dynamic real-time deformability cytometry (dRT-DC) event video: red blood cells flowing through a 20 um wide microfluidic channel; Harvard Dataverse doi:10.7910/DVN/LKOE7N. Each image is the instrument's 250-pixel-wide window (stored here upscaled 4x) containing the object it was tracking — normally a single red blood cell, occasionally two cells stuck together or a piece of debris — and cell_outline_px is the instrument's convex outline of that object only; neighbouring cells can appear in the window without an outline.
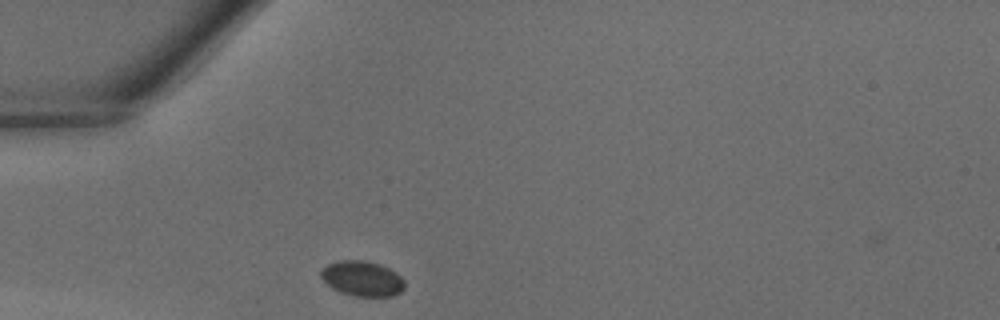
{"species": "common noctule bat (a hibernating species)", "species_latin": "Nyctalus noctula", "temperature_condition": "warm", "stored_images_in_passage": 30, "camera_frame_rate_fps": 3000, "um_per_image_px": 0.085, "animal": {"sex": "male", "body_mass_g": 18.8}, "frame": {"image": 1, "passage_image": 1, "time_ms": 0.0, "image_size_px": [1000, 320], "cell_outline_px": [[404, 288], [400, 292], [392, 296], [356, 296], [340, 292], [332, 288], [320, 276], [320, 272], [328, 264], [340, 260], [364, 260], [380, 264], [396, 272], [404, 280]], "centroid_in_image_um": [30.8, 23.67], "position_along_channel_um": 54.2, "area_um2": 17.05}}
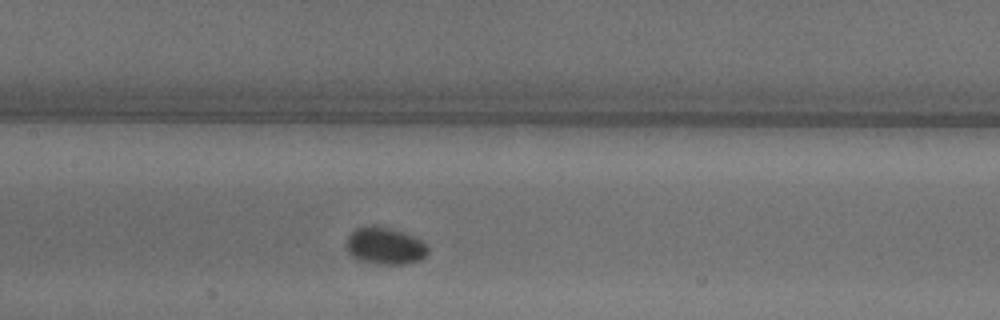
{"frame": {"image": 2, "passage_image": 9, "time_ms": 2.667, "image_size_px": [1000, 320], "cell_outline_px": [[428, 252], [420, 260], [404, 264], [376, 264], [356, 260], [348, 252], [348, 236], [356, 228], [372, 224], [376, 224], [392, 228], [404, 232], [428, 244]], "centroid_in_image_um": [32.73, 20.89], "position_along_channel_um": 174.7, "area_um2": 17.8}}
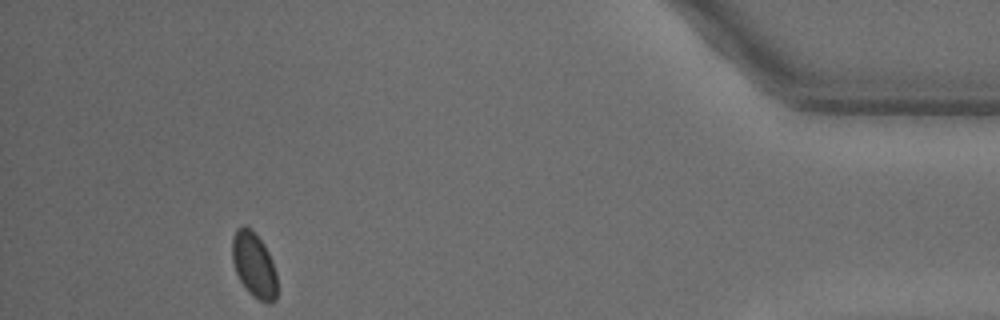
{"frame": {"image": 3, "passage_image": 27, "time_ms": 8.667, "image_size_px": [1000, 320], "cell_outline_px": [[276, 300], [268, 304], [264, 304], [252, 296], [248, 292], [240, 280], [236, 272], [232, 260], [232, 236], [236, 228], [244, 224], [264, 244], [272, 260], [276, 272]], "centroid_in_image_um": [21.58, 22.55], "position_along_channel_um": 413.6, "area_um2": 17.11}}